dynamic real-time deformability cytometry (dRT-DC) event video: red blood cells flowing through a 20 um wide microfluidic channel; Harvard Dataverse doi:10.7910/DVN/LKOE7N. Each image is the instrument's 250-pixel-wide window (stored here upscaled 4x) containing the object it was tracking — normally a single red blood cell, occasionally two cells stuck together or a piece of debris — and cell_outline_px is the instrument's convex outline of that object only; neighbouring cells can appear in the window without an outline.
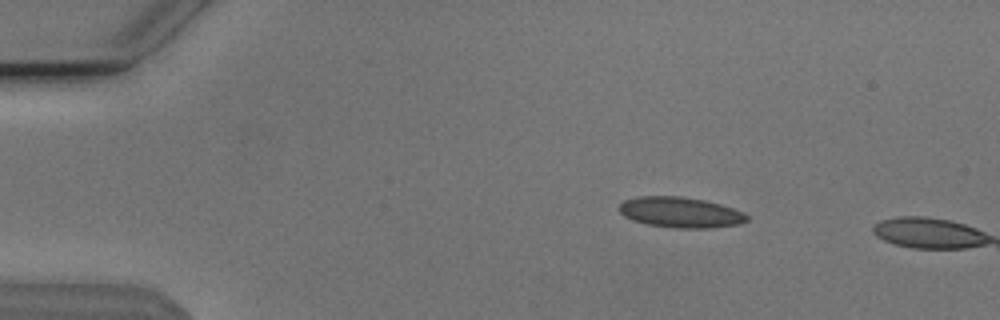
{"species": "Egyptian fruit bat (a non-hibernating species)", "species_latin": "Rousettus aegyptiacus", "temperature_condition": "cold", "stored_images_in_passage": 2, "camera_frame_rate_fps": 3000, "um_per_image_px": 0.085, "animal": {"sex": "male"}, "frame": {"image": 1, "passage_image": 1, "time_ms": 0.0, "image_size_px": [1000, 320], "cell_outline_px": [[748, 220], [740, 224], [708, 228], [676, 228], [648, 224], [632, 220], [624, 216], [620, 212], [620, 204], [624, 200], [640, 196], [676, 196], [704, 200], [720, 204], [744, 212], [748, 216]], "centroid_in_image_um": [57.85, 18.05], "position_along_channel_um": 27.2, "area_um2": 22.6}}